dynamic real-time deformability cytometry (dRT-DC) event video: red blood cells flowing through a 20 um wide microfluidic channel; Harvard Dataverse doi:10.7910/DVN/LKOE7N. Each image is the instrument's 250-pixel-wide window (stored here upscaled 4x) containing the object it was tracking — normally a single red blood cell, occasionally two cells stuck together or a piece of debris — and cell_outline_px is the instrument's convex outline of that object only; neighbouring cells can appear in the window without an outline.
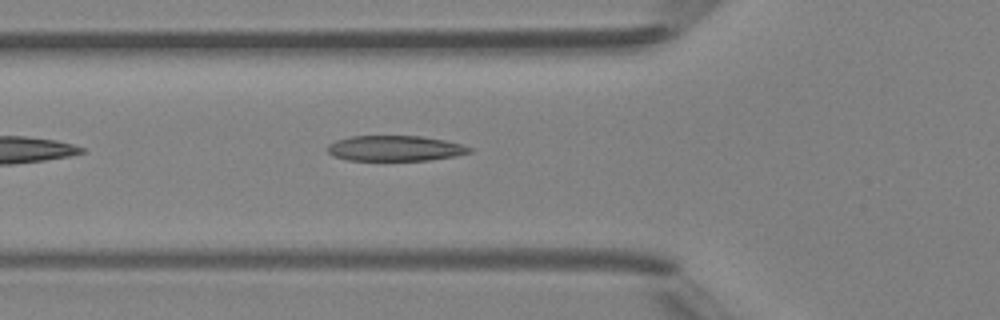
{"species": "Egyptian fruit bat (a non-hibernating species)", "species_latin": "Rousettus aegyptiacus", "temperature_condition": "room temperature", "stored_images_in_passage": 30, "camera_frame_rate_fps": 3000, "um_per_image_px": 0.085, "animal": {"sex": "female"}, "frame": {"image": 1, "passage_image": 2, "time_ms": 0.333, "image_size_px": [1000, 320], "cell_outline_px": [[472, 152], [456, 156], [428, 160], [348, 160], [332, 156], [328, 152], [328, 144], [336, 140], [348, 136], [420, 136], [444, 140], [460, 144], [472, 148]], "centroid_in_image_um": [33.56, 12.61], "position_along_channel_um": 92.2, "area_um2": 21.04}}
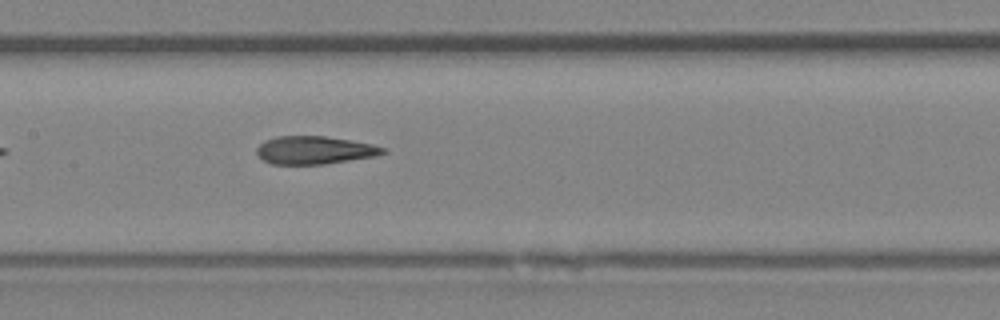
{"frame": {"image": 2, "passage_image": 8, "time_ms": 2.333, "image_size_px": [1000, 320], "cell_outline_px": [[388, 152], [376, 156], [324, 164], [272, 164], [264, 160], [256, 152], [256, 148], [264, 140], [276, 136], [324, 136], [352, 140], [372, 144], [388, 148]], "centroid_in_image_um": [26.77, 12.75], "position_along_channel_um": 180.6, "area_um2": 20.69}}
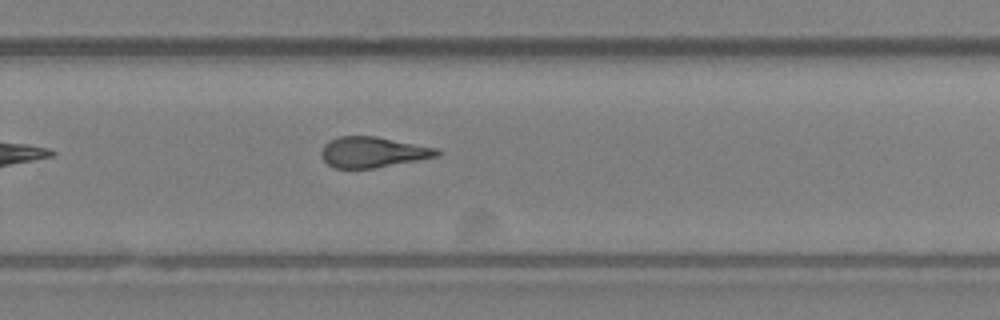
{"frame": {"image": 3, "passage_image": 16, "time_ms": 5.0, "image_size_px": [1000, 320], "cell_outline_px": [[440, 156], [372, 168], [336, 168], [328, 164], [320, 156], [320, 152], [324, 144], [340, 136], [376, 136], [436, 148], [440, 152]], "centroid_in_image_um": [31.67, 12.93], "position_along_channel_um": 298.1, "area_um2": 20.4}}